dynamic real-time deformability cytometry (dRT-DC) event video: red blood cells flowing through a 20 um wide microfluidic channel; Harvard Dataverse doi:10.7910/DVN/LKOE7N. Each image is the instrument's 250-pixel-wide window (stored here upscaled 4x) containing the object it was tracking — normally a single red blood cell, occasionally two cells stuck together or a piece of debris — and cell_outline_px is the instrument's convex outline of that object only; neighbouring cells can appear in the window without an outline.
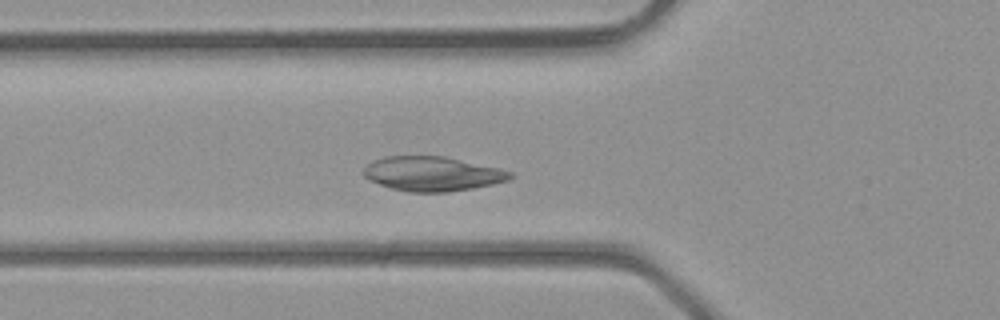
{"species": "common noctule bat (a hibernating species)", "species_latin": "Nyctalus noctula", "temperature_condition": "room temperature", "stored_images_in_passage": 35, "camera_frame_rate_fps": 3000, "um_per_image_px": 0.085, "animal": {"sex": "male", "body_mass_g": 23.1, "forearm_length_mm": 52.7}, "frame": {"image": 1, "passage_image": 10, "time_ms": 3.0, "image_size_px": [1000, 320], "cell_outline_px": [[516, 176], [508, 180], [492, 184], [472, 188], [448, 192], [408, 192], [392, 188], [368, 180], [360, 172], [372, 160], [384, 156], [444, 156], [496, 168], [512, 172]], "centroid_in_image_um": [36.7, 14.77], "position_along_channel_um": 89.1, "area_um2": 29.42}}
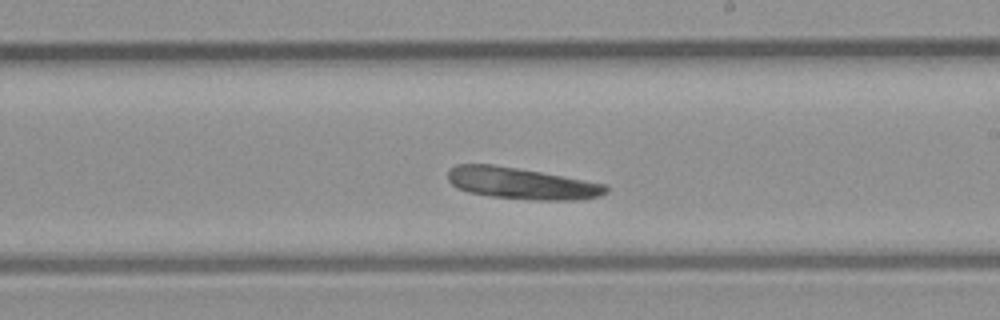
{"frame": {"image": 2, "passage_image": 19, "time_ms": 6.0, "image_size_px": [1000, 320], "cell_outline_px": [[608, 192], [600, 196], [584, 200], [532, 200], [492, 196], [468, 192], [456, 188], [448, 180], [448, 172], [456, 164], [492, 164], [564, 176], [608, 184]], "centroid_in_image_um": [44.38, 15.59], "position_along_channel_um": 244.6, "area_um2": 29.19}}
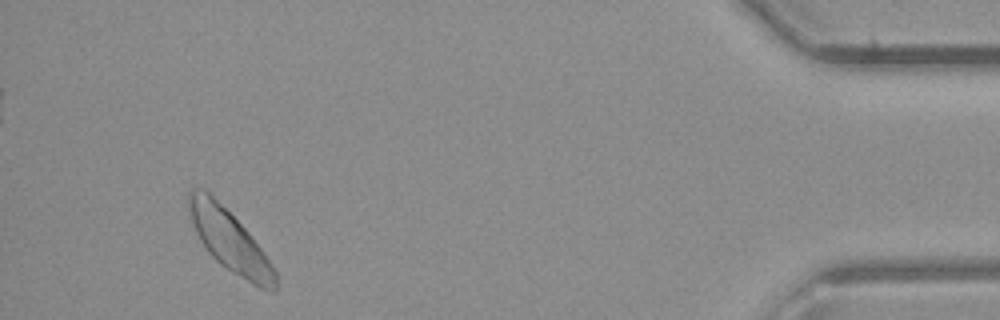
{"frame": {"image": 3, "passage_image": 33, "time_ms": 10.667, "image_size_px": [1000, 320], "cell_outline_px": [[280, 276], [276, 292], [272, 292], [260, 288], [252, 284], [232, 272], [220, 264], [208, 252], [200, 240], [196, 232], [188, 208], [188, 192], [192, 188], [204, 188], [248, 232], [264, 252]], "centroid_in_image_um": [19.57, 20.53], "position_along_channel_um": 415.6, "area_um2": 30.81}}